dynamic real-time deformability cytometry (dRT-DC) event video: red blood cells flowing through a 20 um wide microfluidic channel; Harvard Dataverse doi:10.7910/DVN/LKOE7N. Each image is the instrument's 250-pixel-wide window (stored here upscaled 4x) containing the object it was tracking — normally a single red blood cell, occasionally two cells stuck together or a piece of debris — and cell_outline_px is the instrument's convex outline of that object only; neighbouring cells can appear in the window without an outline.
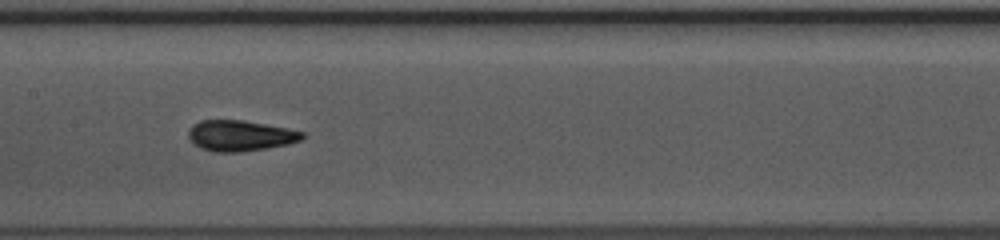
{"species": "common noctule bat (a hibernating species)", "species_latin": "Nyctalus noctula", "temperature_condition": "warm", "stored_images_in_passage": 35, "camera_frame_rate_fps": 3000, "um_per_image_px": 0.085, "animal": {"sex": "female", "body_mass_g": 10.0, "forearm_length_mm": 53.1}, "frame": {"image": 1, "passage_image": 11, "time_ms": 3.333, "image_size_px": [1000, 240], "cell_outline_px": [[304, 136], [300, 140], [288, 144], [268, 148], [240, 152], [216, 152], [200, 148], [188, 136], [188, 132], [192, 124], [200, 120], [244, 120], [304, 132]], "centroid_in_image_um": [20.39, 11.53], "position_along_channel_um": 187.0, "area_um2": 20.23}}
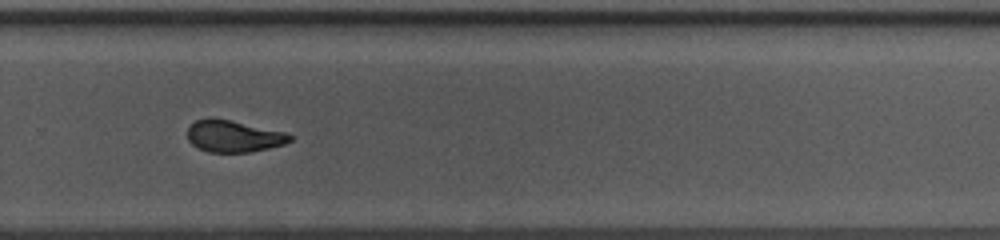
{"frame": {"image": 2, "passage_image": 20, "time_ms": 6.333, "image_size_px": [1000, 240], "cell_outline_px": [[292, 140], [284, 144], [268, 148], [248, 152], [208, 152], [192, 144], [188, 140], [188, 128], [196, 120], [208, 116], [288, 132], [292, 136]], "centroid_in_image_um": [19.86, 11.56], "position_along_channel_um": 309.9, "area_um2": 18.96}, "authors_computed_cell_mechanics": {"area_um2": 19.7676, "velocity_mm_per_s": 4.1251, "shape_relaxation_time_tau1_ms": 4.5942, "shape_relaxation_time_tau2_ms": 2.0283, "deformation_change_tau1": 0.1542, "deformation_change_tau2": 0.0177}}